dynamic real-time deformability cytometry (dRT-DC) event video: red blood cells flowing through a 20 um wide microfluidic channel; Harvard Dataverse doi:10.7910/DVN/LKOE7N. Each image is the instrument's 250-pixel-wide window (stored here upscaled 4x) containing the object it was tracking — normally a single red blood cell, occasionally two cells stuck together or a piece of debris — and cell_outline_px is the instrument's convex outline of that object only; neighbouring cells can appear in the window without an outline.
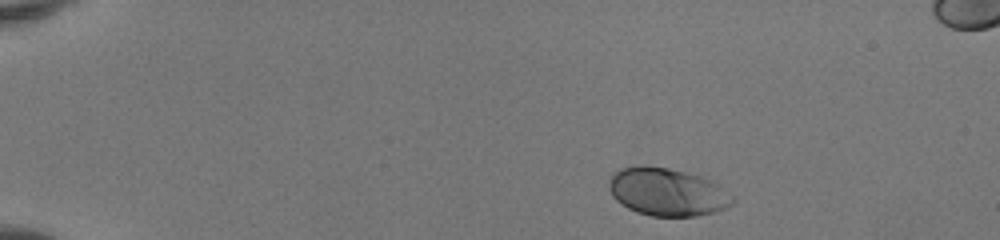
{"species": "human", "species_latin": "Homo sapiens", "temperature_condition": "room temperature", "stored_images_in_passage": 43, "camera_frame_rate_fps": 3000, "um_per_image_px": 0.085, "donor": {"sex": "female"}, "frame": {"image": 1, "passage_image": 1, "time_ms": 0.0, "image_size_px": [1000, 240], "cell_outline_px": [[736, 200], [732, 204], [724, 208], [712, 212], [696, 216], [652, 216], [636, 212], [620, 204], [612, 196], [608, 188], [608, 180], [620, 168], [640, 164], [644, 164], [668, 168], [700, 176], [716, 184], [736, 196]], "centroid_in_image_um": [56.68, 16.31], "position_along_channel_um": 28.3, "area_um2": 34.62}}
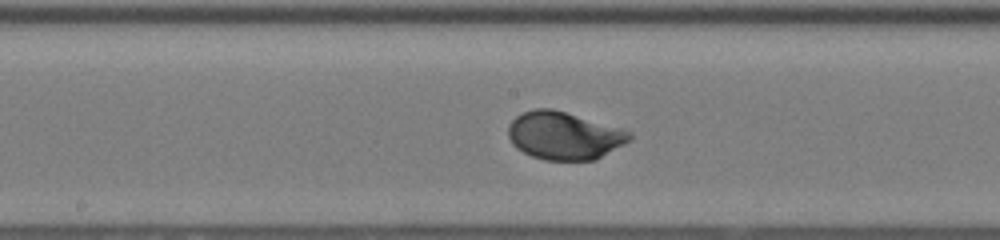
{"frame": {"image": 2, "passage_image": 21, "time_ms": 6.667, "image_size_px": [1000, 240], "cell_outline_px": [[632, 140], [596, 160], [544, 160], [532, 156], [516, 148], [512, 144], [508, 136], [508, 124], [516, 116], [532, 108], [552, 108], [620, 128], [632, 132]], "centroid_in_image_um": [47.95, 11.53], "position_along_channel_um": 200.3, "area_um2": 33.93}}
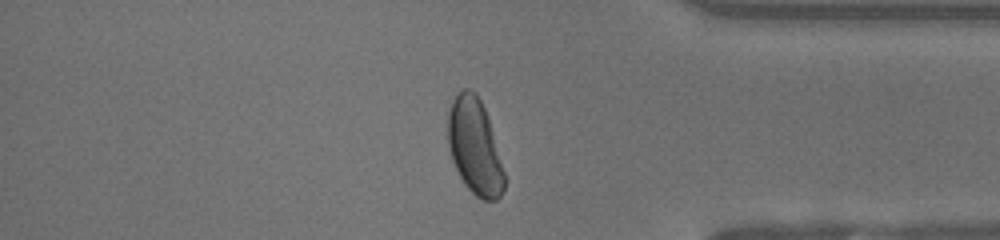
{"frame": {"image": 3, "passage_image": 36, "time_ms": 11.667, "image_size_px": [1000, 240], "cell_outline_px": [[504, 188], [500, 196], [496, 200], [480, 200], [464, 184], [452, 160], [448, 148], [448, 112], [452, 100], [464, 88], [468, 88], [480, 100], [488, 116], [504, 172]], "centroid_in_image_um": [40.34, 12.49], "position_along_channel_um": 394.9, "area_um2": 31.15}, "authors_computed_cell_mechanics": {"area_um2": 33.2928, "velocity_mm_per_s": 4.1311, "shape_relaxation_time_tau1_ms": 1.9101, "shape_relaxation_time_tau2_ms": null, "deformation_change_tau1": 0.1511, "deformation_change_tau2": null}}